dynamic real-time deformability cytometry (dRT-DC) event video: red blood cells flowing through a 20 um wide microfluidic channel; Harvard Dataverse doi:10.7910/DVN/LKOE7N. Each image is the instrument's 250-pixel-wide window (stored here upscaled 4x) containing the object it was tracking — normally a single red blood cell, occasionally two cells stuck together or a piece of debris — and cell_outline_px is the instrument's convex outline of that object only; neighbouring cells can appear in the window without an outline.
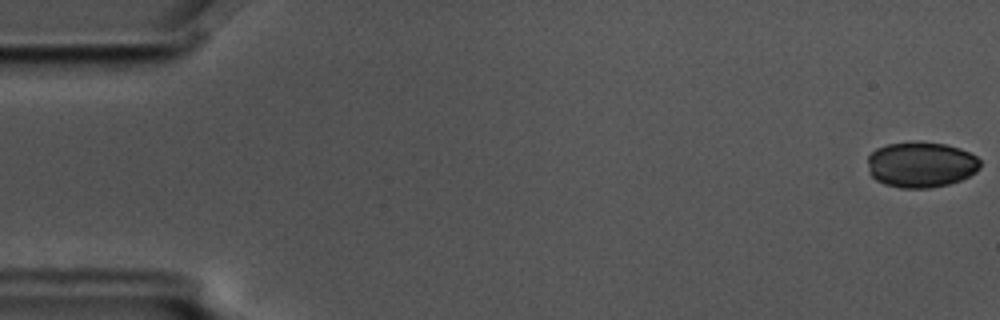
{"species": "common noctule bat (a hibernating species)", "species_latin": "Nyctalus noctula", "temperature_condition": "cold", "stored_images_in_passage": 11, "camera_frame_rate_fps": 3000, "um_per_image_px": 0.085, "animal": {"sex": "male", "body_mass_g": 17.5, "forearm_length_mm": 52.3}, "frame": {"image": 1, "passage_image": 1, "time_ms": 0.0, "image_size_px": [1000, 320], "cell_outline_px": [[980, 168], [976, 172], [960, 180], [948, 184], [932, 188], [900, 188], [884, 184], [876, 180], [868, 172], [868, 156], [876, 148], [888, 144], [944, 144], [960, 148], [976, 156], [980, 160]], "centroid_in_image_um": [78.28, 14.03], "position_along_channel_um": 6.7, "area_um2": 29.48}}
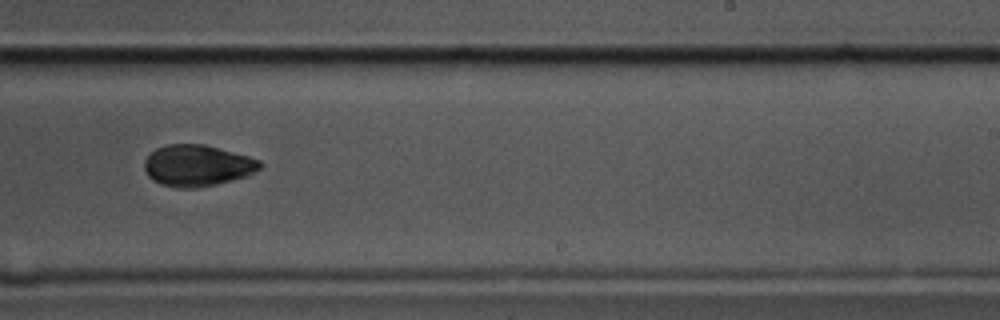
{"frame": {"image": 2, "passage_image": 10, "time_ms": 3.0, "image_size_px": [1000, 320], "cell_outline_px": [[264, 164], [260, 168], [248, 176], [216, 184], [196, 188], [176, 188], [160, 184], [152, 180], [148, 176], [144, 168], [144, 160], [156, 148], [168, 144], [204, 144], [248, 156], [260, 160]], "centroid_in_image_um": [16.77, 14.08], "position_along_channel_um": 272.2, "area_um2": 27.98}}
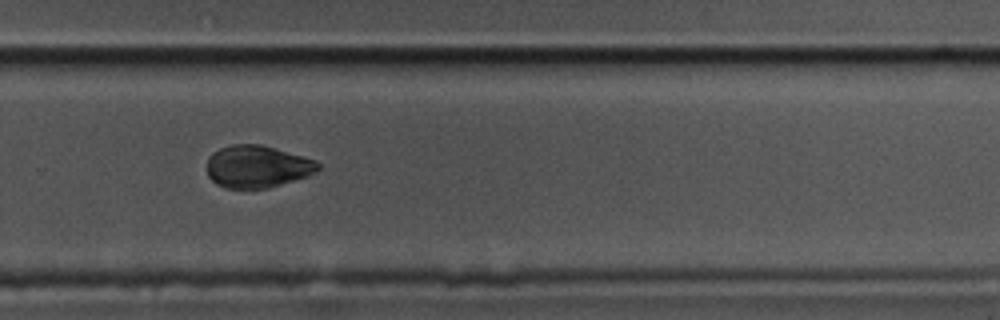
{"frame": {"image": 3, "passage_image": 11, "time_ms": 3.333, "image_size_px": [1000, 320], "cell_outline_px": [[320, 168], [308, 176], [268, 188], [224, 188], [216, 184], [208, 176], [208, 156], [212, 152], [220, 148], [232, 144], [260, 144], [316, 160], [320, 164]], "centroid_in_image_um": [21.85, 14.16], "position_along_channel_um": 308.0, "area_um2": 27.34}}